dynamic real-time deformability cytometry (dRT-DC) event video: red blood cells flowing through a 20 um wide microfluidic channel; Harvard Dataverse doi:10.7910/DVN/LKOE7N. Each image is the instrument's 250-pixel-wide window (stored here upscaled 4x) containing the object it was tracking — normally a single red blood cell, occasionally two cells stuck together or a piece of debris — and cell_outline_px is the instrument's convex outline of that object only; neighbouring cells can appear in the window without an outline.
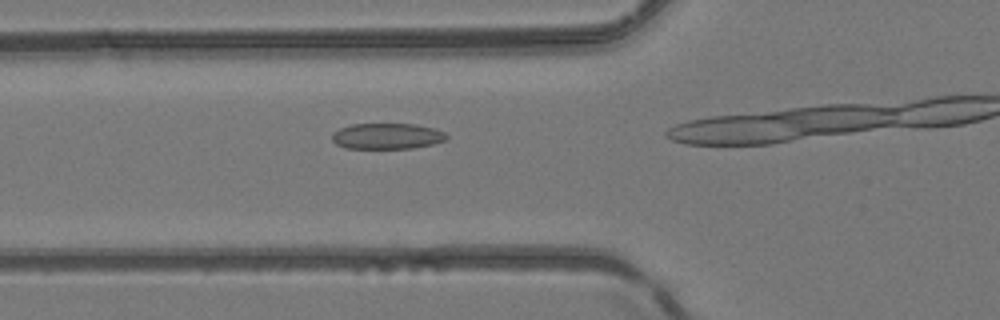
{"species": "common noctule bat (a hibernating species)", "species_latin": "Nyctalus noctula", "temperature_condition": "room temperature", "stored_images_in_passage": 5, "camera_frame_rate_fps": 3000, "um_per_image_px": 0.085, "animal": {"sex": "female", "body_mass_g": 24.6, "forearm_length_mm": 56.2}, "frame": {"image": 1, "passage_image": 2, "time_ms": 0.333, "image_size_px": [1000, 320], "cell_outline_px": [[448, 140], [432, 144], [412, 148], [344, 148], [336, 144], [332, 140], [332, 132], [340, 128], [352, 124], [416, 124], [436, 128], [444, 132], [448, 136]], "centroid_in_image_um": [32.92, 11.57], "position_along_channel_um": 92.9, "area_um2": 17.4}}